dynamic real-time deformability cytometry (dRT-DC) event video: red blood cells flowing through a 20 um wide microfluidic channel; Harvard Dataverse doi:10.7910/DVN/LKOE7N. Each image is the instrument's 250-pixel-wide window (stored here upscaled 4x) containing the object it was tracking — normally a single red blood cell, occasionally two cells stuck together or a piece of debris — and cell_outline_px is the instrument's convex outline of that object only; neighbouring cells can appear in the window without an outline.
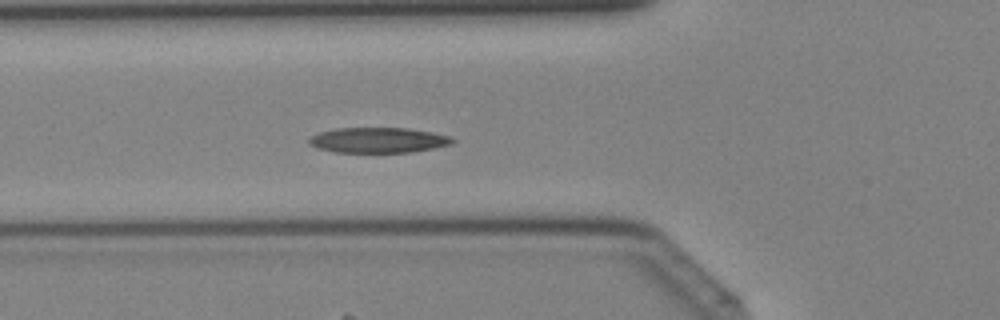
{"species": "Egyptian fruit bat (a non-hibernating species)", "species_latin": "Rousettus aegyptiacus", "temperature_condition": "cold", "stored_images_in_passage": 40, "camera_frame_rate_fps": 3000, "um_per_image_px": 0.085, "animal": {"sex": "female"}, "frame": {"image": 1, "passage_image": 14, "time_ms": 4.333, "image_size_px": [1000, 320], "cell_outline_px": [[456, 140], [452, 144], [412, 152], [332, 152], [316, 148], [308, 144], [308, 136], [320, 132], [336, 128], [408, 128], [432, 132], [448, 136]], "centroid_in_image_um": [32.09, 11.91], "position_along_channel_um": 93.7, "area_um2": 21.27}}
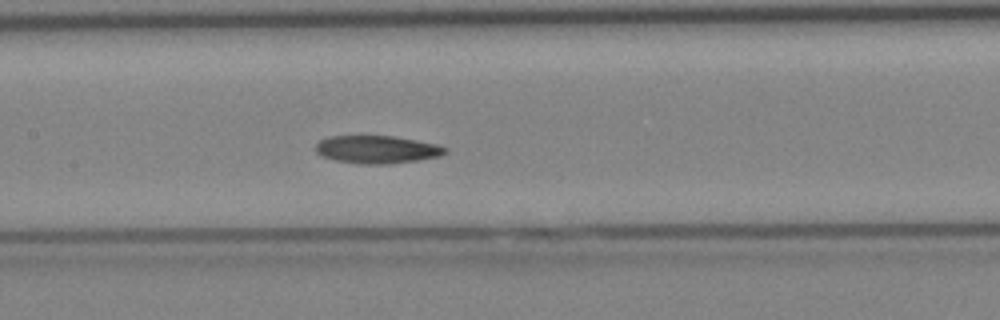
{"frame": {"image": 2, "passage_image": 19, "time_ms": 6.0, "image_size_px": [1000, 320], "cell_outline_px": [[448, 152], [440, 156], [416, 160], [388, 164], [360, 164], [336, 160], [320, 156], [316, 152], [316, 144], [320, 140], [328, 136], [392, 136], [436, 144], [448, 148]], "centroid_in_image_um": [32.02, 12.71], "position_along_channel_um": 175.4, "area_um2": 20.92}}
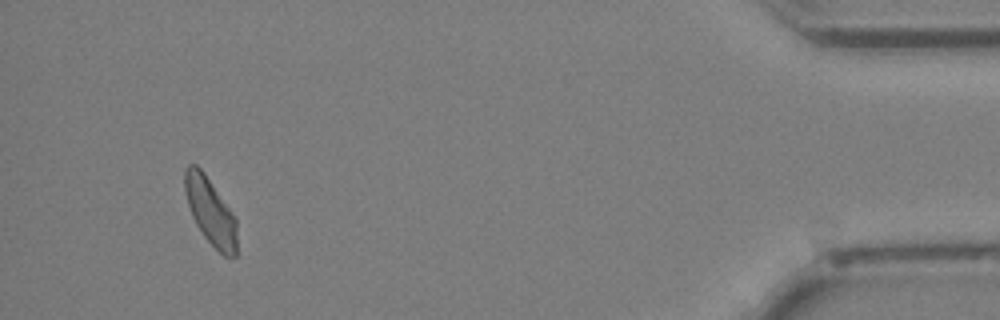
{"frame": {"image": 3, "passage_image": 38, "time_ms": 12.333, "image_size_px": [1000, 320], "cell_outline_px": [[236, 256], [224, 256], [204, 236], [196, 224], [192, 216], [184, 192], [184, 168], [188, 164], [196, 164], [204, 172], [236, 220]], "centroid_in_image_um": [17.84, 17.93], "position_along_channel_um": 417.4, "area_um2": 19.88}}